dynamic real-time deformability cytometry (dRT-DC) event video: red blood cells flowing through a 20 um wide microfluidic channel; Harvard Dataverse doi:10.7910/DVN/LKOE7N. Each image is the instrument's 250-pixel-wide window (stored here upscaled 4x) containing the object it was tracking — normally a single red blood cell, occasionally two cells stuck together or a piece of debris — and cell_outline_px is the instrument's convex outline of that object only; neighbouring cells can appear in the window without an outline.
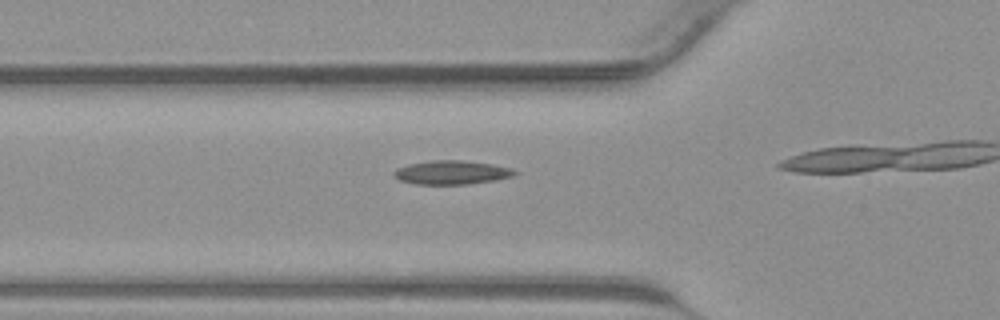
{"species": "common noctule bat (a hibernating species)", "species_latin": "Nyctalus noctula", "temperature_condition": "warm", "stored_images_in_passage": 11, "camera_frame_rate_fps": 3000, "um_per_image_px": 0.085, "animal": {"sex": "male", "body_mass_g": 23.1, "forearm_length_mm": 52.7}, "frame": {"image": 1, "passage_image": 2, "time_ms": 0.333, "image_size_px": [1000, 320], "cell_outline_px": [[520, 172], [516, 176], [496, 180], [468, 184], [416, 184], [400, 180], [392, 176], [392, 172], [396, 168], [408, 164], [436, 160], [464, 160], [492, 164], [512, 168]], "centroid_in_image_um": [38.43, 14.66], "position_along_channel_um": 87.4, "area_um2": 16.99}}
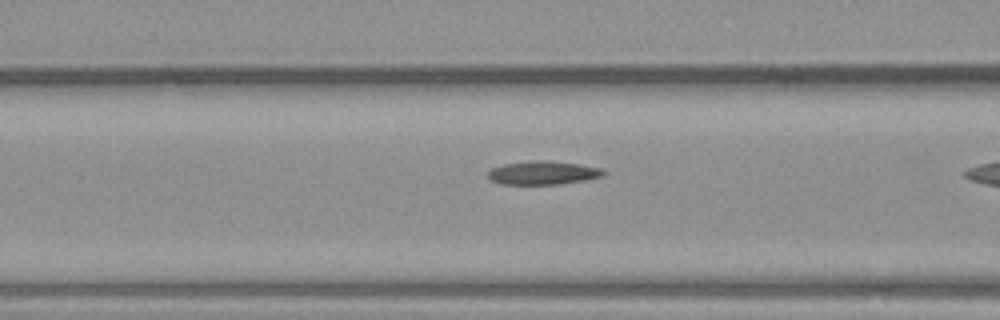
{"frame": {"image": 2, "passage_image": 4, "time_ms": 1.0, "image_size_px": [1000, 320], "cell_outline_px": [[608, 172], [604, 176], [584, 180], [560, 184], [500, 184], [492, 180], [488, 176], [488, 172], [492, 168], [504, 164], [540, 160], [580, 164], [600, 168]], "centroid_in_image_um": [46.19, 14.7], "position_along_channel_um": 120.4, "area_um2": 15.66}}